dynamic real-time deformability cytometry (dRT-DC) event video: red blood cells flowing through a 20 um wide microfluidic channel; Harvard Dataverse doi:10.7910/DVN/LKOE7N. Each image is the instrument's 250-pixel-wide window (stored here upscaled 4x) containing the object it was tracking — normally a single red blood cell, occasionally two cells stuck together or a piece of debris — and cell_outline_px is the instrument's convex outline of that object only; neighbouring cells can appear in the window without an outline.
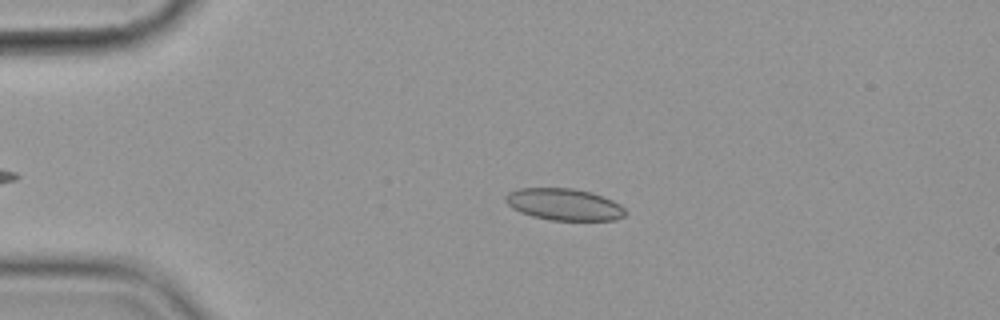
{"species": "common noctule bat (a hibernating species)", "species_latin": "Nyctalus noctula", "temperature_condition": "cold", "stored_images_in_passage": 48, "camera_frame_rate_fps": 3000, "um_per_image_px": 0.085, "animal": {"sex": "female", "body_mass_g": 19.9}, "frame": {"image": 1, "passage_image": 12, "time_ms": 3.667, "image_size_px": [1000, 320], "cell_outline_px": [[628, 212], [624, 216], [616, 220], [548, 220], [532, 216], [520, 212], [512, 208], [504, 200], [504, 196], [508, 192], [520, 188], [572, 188], [592, 192], [612, 200], [620, 204]], "centroid_in_image_um": [47.95, 17.37], "position_along_channel_um": 37.1, "area_um2": 22.37}}
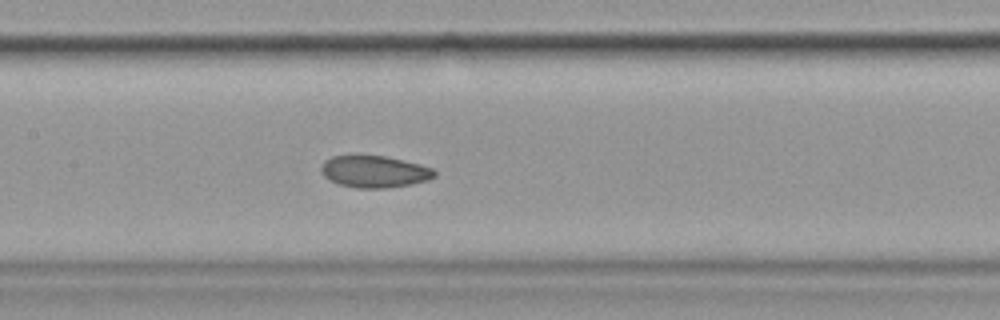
{"frame": {"image": 2, "passage_image": 27, "time_ms": 8.667, "image_size_px": [1000, 320], "cell_outline_px": [[436, 176], [428, 180], [412, 184], [388, 188], [356, 188], [340, 184], [328, 180], [324, 176], [320, 168], [324, 160], [332, 156], [384, 156], [420, 164], [432, 168], [436, 172]], "centroid_in_image_um": [31.83, 14.6], "position_along_channel_um": 175.6, "area_um2": 21.04}}
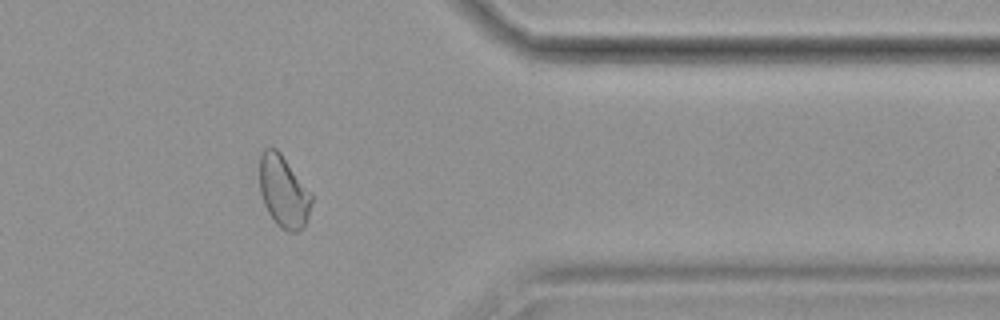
{"frame": {"image": 3, "passage_image": 46, "time_ms": 15.0, "image_size_px": [1000, 320], "cell_outline_px": [[312, 204], [304, 228], [296, 232], [288, 232], [280, 228], [276, 224], [268, 212], [264, 204], [260, 192], [260, 156], [264, 148], [276, 148], [280, 152], [312, 192]], "centroid_in_image_um": [24.12, 16.3], "position_along_channel_um": 387.3, "area_um2": 22.02}, "authors_computed_cell_mechanics": {"area_um2": 21.5883, "velocity_mm_per_s": 3.5617, "shape_relaxation_time_tau1_ms": 9.3348, "shape_relaxation_time_tau2_ms": 3.1904, "deformation_change_tau1": 0.1806, "deformation_change_tau2": 0.0797}}